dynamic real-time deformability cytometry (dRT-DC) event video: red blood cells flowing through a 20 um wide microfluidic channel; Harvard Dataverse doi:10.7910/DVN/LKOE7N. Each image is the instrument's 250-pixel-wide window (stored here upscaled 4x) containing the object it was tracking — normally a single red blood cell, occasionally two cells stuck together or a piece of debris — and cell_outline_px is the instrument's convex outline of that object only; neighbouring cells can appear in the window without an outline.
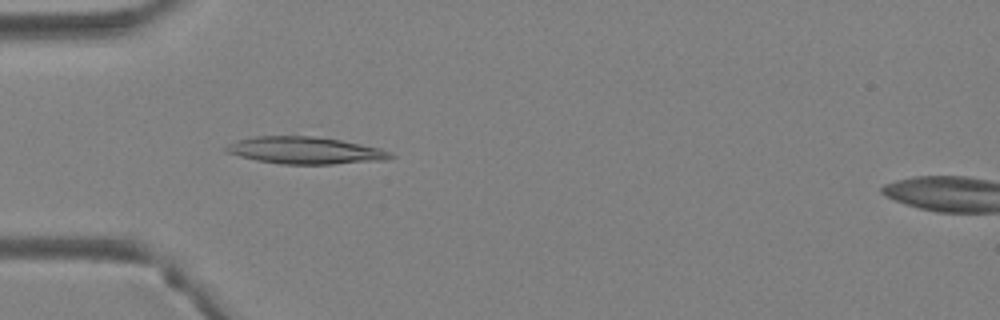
{"species": "Egyptian fruit bat (a non-hibernating species)", "species_latin": "Rousettus aegyptiacus", "temperature_condition": "warm", "stored_images_in_passage": 39, "camera_frame_rate_fps": 3000, "um_per_image_px": 0.085, "animal": {"sex": "female"}, "frame": {"image": 1, "passage_image": 11, "time_ms": 3.333, "image_size_px": [1000, 320], "cell_outline_px": [[396, 156], [384, 160], [332, 164], [280, 164], [256, 160], [240, 156], [228, 152], [224, 148], [228, 144], [236, 140], [256, 136], [316, 136], [340, 140], [380, 148], [392, 152]], "centroid_in_image_um": [25.95, 12.78], "position_along_channel_um": 59.0, "area_um2": 25.89}}
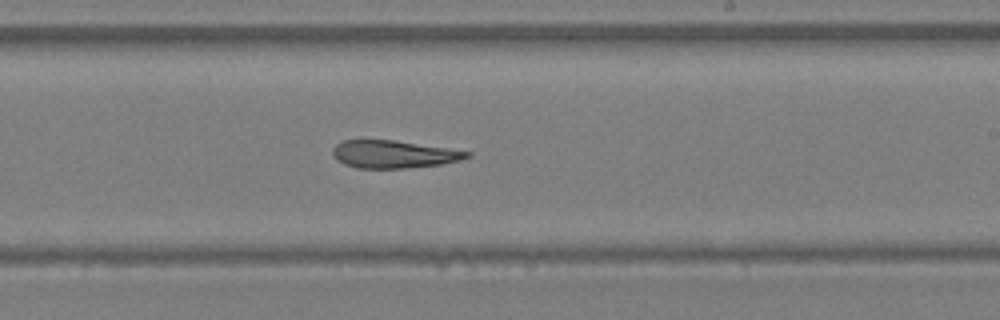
{"frame": {"image": 2, "passage_image": 23, "time_ms": 7.333, "image_size_px": [1000, 320], "cell_outline_px": [[472, 156], [460, 160], [440, 164], [404, 168], [356, 168], [344, 164], [336, 160], [332, 156], [332, 148], [336, 144], [344, 140], [392, 140], [472, 152]], "centroid_in_image_um": [33.41, 13.11], "position_along_channel_um": 255.6, "area_um2": 21.5}}
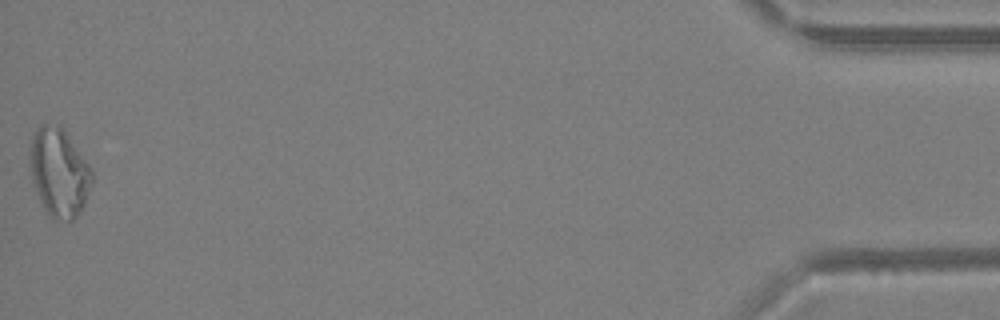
{"frame": {"image": 3, "passage_image": 39, "time_ms": 12.667, "image_size_px": [1000, 320], "cell_outline_px": [[92, 184], [84, 204], [80, 212], [72, 220], [52, 220], [44, 208], [36, 192], [32, 180], [28, 148], [28, 144], [32, 132], [40, 124], [60, 124], [92, 168]], "centroid_in_image_um": [4.99, 14.62], "position_along_channel_um": 430.2, "area_um2": 32.48}}